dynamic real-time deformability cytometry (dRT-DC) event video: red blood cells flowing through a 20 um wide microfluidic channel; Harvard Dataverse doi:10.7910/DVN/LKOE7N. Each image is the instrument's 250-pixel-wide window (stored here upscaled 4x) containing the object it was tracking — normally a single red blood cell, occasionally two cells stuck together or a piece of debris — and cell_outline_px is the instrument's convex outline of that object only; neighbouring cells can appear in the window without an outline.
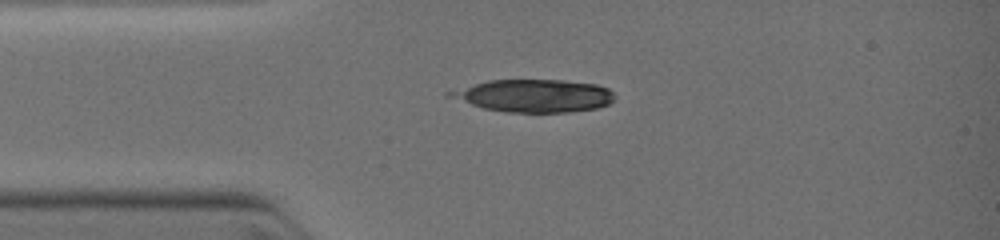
{"species": "common noctule bat (a hibernating species)", "species_latin": "Nyctalus noctula", "temperature_condition": "warm", "stored_images_in_passage": 7, "camera_frame_rate_fps": 3000, "um_per_image_px": 0.085, "animal": {"sex": "female", "body_mass_g": 19.0, "forearm_length_mm": 51.5}, "frame": {"image": 1, "passage_image": 1, "time_ms": 0.0, "image_size_px": [1000, 240], "cell_outline_px": [[616, 100], [608, 104], [596, 108], [568, 112], [504, 112], [484, 108], [444, 96], [444, 92], [488, 80], [564, 80], [596, 84], [608, 88], [616, 96]], "centroid_in_image_um": [45.38, 8.13], "position_along_channel_um": 39.6, "area_um2": 31.5}}